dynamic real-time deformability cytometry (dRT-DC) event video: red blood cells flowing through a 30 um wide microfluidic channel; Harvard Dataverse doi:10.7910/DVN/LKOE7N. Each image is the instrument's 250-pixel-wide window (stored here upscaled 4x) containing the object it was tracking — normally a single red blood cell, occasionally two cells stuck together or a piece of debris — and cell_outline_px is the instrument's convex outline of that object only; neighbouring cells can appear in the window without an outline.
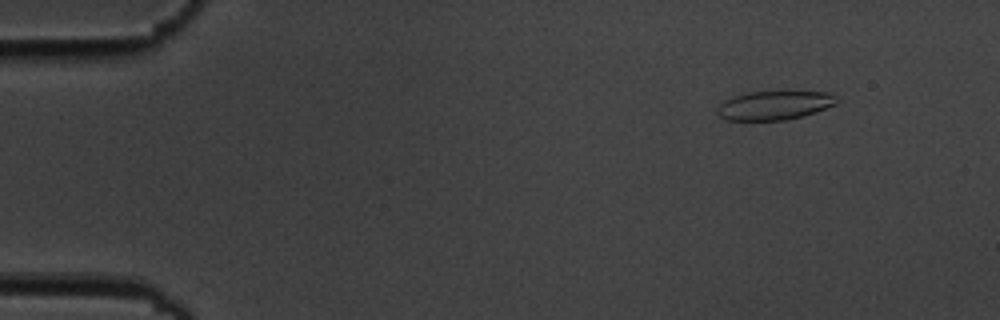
{"species": "common noctule bat (a hibernating species)", "species_latin": "Nyctalus noctula", "temperature_condition": "cold", "stored_images_in_passage": 6, "camera_frame_rate_fps": 3000, "um_per_image_px": 0.085, "animal": {"sex": "male", "body_mass_g": 19.5, "forearm_length_mm": 54.6}, "frame": {"image": 1, "passage_image": 2, "time_ms": 1.333, "image_size_px": [1000, 320], "cell_outline_px": [[840, 100], [836, 104], [816, 112], [804, 116], [784, 120], [728, 120], [720, 116], [716, 112], [716, 108], [724, 100], [732, 96], [748, 92], [832, 92]], "centroid_in_image_um": [65.84, 8.95], "position_along_channel_um": 19.2, "area_um2": 20.23}}